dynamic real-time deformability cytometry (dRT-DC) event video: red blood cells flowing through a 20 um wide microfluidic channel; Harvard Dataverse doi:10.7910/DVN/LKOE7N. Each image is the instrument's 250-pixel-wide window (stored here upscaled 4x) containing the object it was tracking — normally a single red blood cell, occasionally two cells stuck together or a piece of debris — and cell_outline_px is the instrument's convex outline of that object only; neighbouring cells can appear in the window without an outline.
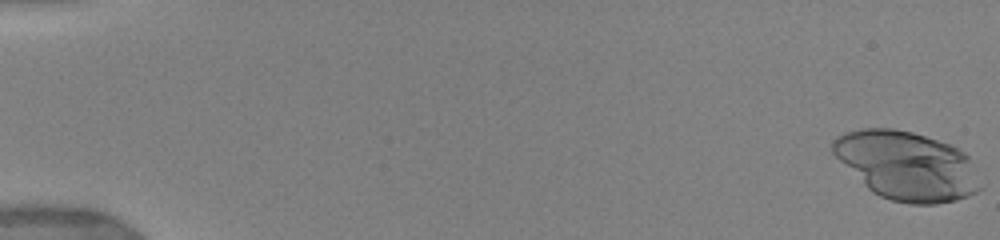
{"species": "human", "species_latin": "Homo sapiens", "temperature_condition": "warm", "stored_images_in_passage": 8, "camera_frame_rate_fps": 3000, "um_per_image_px": 0.085, "donor": {"sex": "female"}, "frame": {"image": 1, "passage_image": 1, "time_ms": 0.0, "image_size_px": [1000, 240], "cell_outline_px": [[984, 188], [968, 196], [956, 200], [936, 204], [908, 204], [892, 200], [880, 196], [872, 192], [832, 152], [832, 144], [844, 132], [860, 128], [892, 128], [912, 132], [948, 144], [964, 152], [968, 156], [984, 184]], "centroid_in_image_um": [77.14, 14.1], "position_along_channel_um": 7.9, "area_um2": 58.78}}
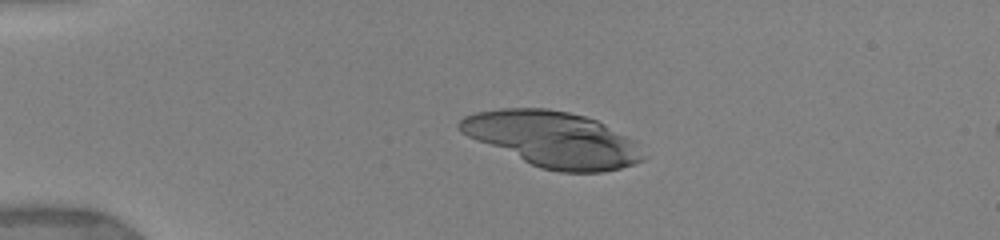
{"frame": {"image": 2, "passage_image": 7, "time_ms": 4.0, "image_size_px": [1000, 240], "cell_outline_px": [[648, 156], [644, 160], [620, 168], [600, 172], [560, 172], [540, 168], [468, 136], [456, 124], [464, 116], [476, 112], [504, 108], [548, 108], [568, 112], [584, 116], [596, 120], [636, 140]], "centroid_in_image_um": [47.07, 11.83], "position_along_channel_um": 37.9, "area_um2": 59.07}}